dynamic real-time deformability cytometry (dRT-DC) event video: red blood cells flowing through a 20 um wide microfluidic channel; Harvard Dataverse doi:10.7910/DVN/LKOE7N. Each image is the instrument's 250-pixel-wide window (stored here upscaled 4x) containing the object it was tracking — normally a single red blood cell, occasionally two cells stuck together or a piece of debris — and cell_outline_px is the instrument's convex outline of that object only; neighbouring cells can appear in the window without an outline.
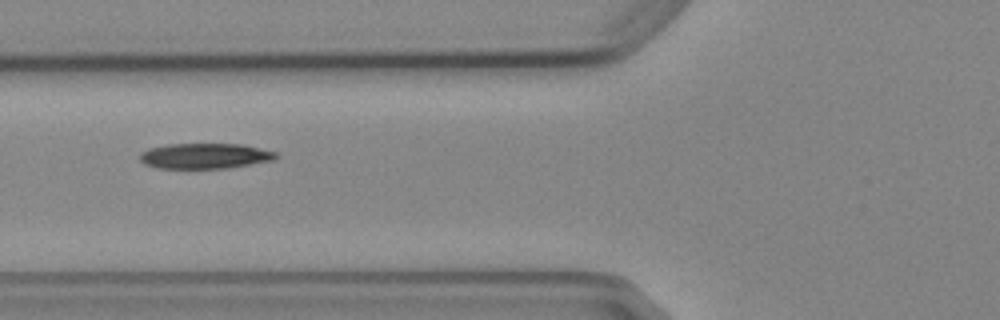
{"species": "Egyptian fruit bat (a non-hibernating species)", "species_latin": "Rousettus aegyptiacus", "temperature_condition": "cold", "stored_images_in_passage": 7, "camera_frame_rate_fps": 3000, "um_per_image_px": 0.085, "animal": {"sex": "female"}, "frame": {"image": 1, "passage_image": 5, "time_ms": 5.667, "image_size_px": [1000, 320], "cell_outline_px": [[280, 156], [276, 160], [228, 168], [156, 168], [144, 164], [140, 160], [140, 152], [148, 148], [168, 144], [244, 144], [276, 152]], "centroid_in_image_um": [17.44, 13.25], "position_along_channel_um": 108.4, "area_um2": 20.4}}